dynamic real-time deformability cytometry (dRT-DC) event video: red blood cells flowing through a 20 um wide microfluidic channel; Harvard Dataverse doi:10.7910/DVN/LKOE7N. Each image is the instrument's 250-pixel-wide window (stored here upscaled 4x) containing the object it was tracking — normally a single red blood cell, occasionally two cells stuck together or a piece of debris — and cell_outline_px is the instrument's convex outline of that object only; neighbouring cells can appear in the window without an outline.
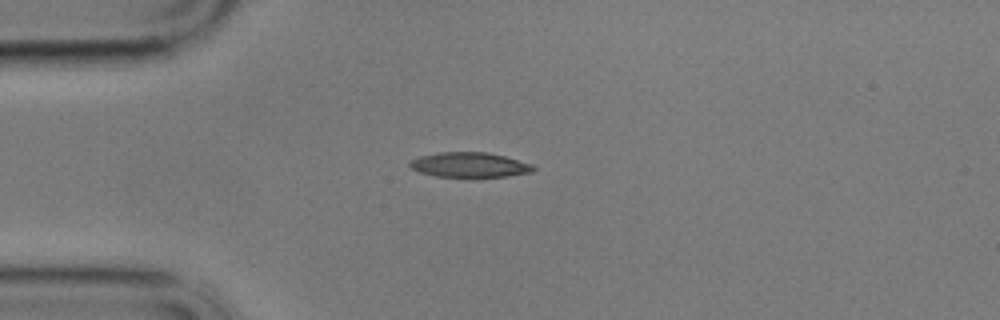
{"species": "common noctule bat (a hibernating species)", "species_latin": "Nyctalus noctula", "temperature_condition": "cold", "stored_images_in_passage": 7, "camera_frame_rate_fps": 3000, "um_per_image_px": 0.085, "animal": {"sex": "male", "body_mass_g": 17.9}, "frame": {"image": 1, "passage_image": 1, "time_ms": 0.0, "image_size_px": [1000, 320], "cell_outline_px": [[536, 168], [532, 172], [504, 176], [436, 176], [420, 172], [412, 168], [408, 164], [412, 160], [420, 156], [440, 152], [488, 152], [504, 156], [532, 164]], "centroid_in_image_um": [39.92, 14.0], "position_along_channel_um": 45.1, "area_um2": 17.57}}
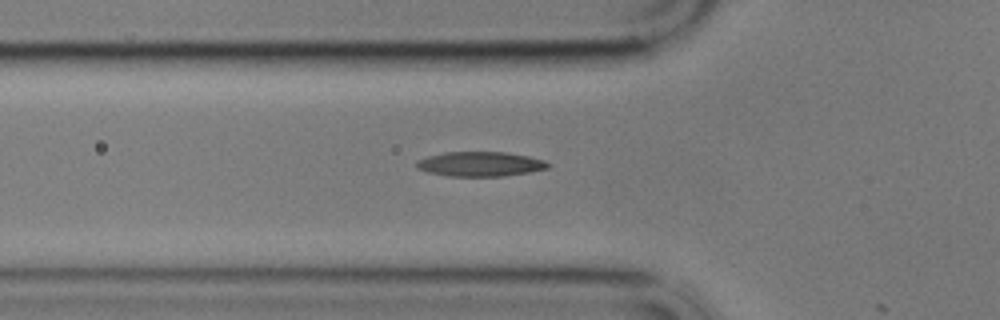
{"frame": {"image": 2, "passage_image": 6, "time_ms": 1.667, "image_size_px": [1000, 320], "cell_outline_px": [[552, 164], [548, 168], [528, 172], [504, 176], [448, 176], [428, 172], [416, 168], [416, 160], [428, 156], [444, 152], [504, 152], [528, 156], [544, 160]], "centroid_in_image_um": [40.8, 13.94], "position_along_channel_um": 85.0, "area_um2": 18.9}}